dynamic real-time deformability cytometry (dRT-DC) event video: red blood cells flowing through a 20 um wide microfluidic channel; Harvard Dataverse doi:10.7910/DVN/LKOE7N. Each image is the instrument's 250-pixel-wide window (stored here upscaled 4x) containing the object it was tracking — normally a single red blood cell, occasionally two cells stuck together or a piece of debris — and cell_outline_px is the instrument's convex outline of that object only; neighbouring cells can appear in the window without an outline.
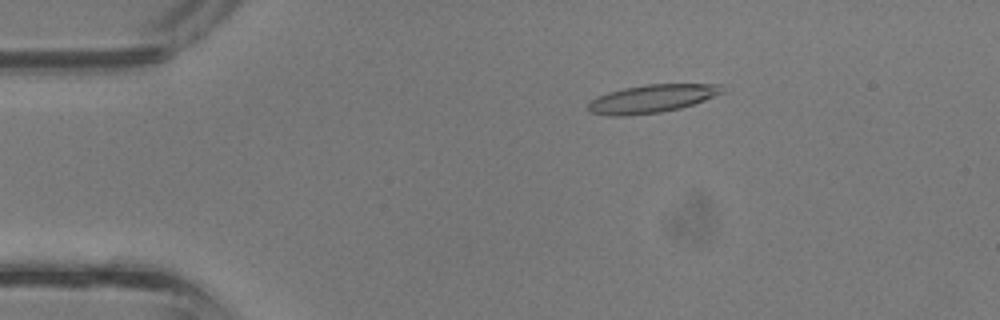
{"species": "common noctule bat (a hibernating species)", "species_latin": "Nyctalus noctula", "temperature_condition": "room temperature", "stored_images_in_passage": 33, "camera_frame_rate_fps": 3000, "um_per_image_px": 0.085, "animal": {"sex": "male", "body_mass_g": 13.3}, "frame": {"image": 1, "passage_image": 2, "time_ms": 0.333, "image_size_px": [1000, 320], "cell_outline_px": [[724, 92], [704, 100], [680, 108], [660, 112], [628, 116], [608, 116], [588, 112], [588, 104], [596, 96], [608, 92], [624, 88], [644, 84], [720, 84]], "centroid_in_image_um": [55.35, 8.39], "position_along_channel_um": 29.6, "area_um2": 21.96}}
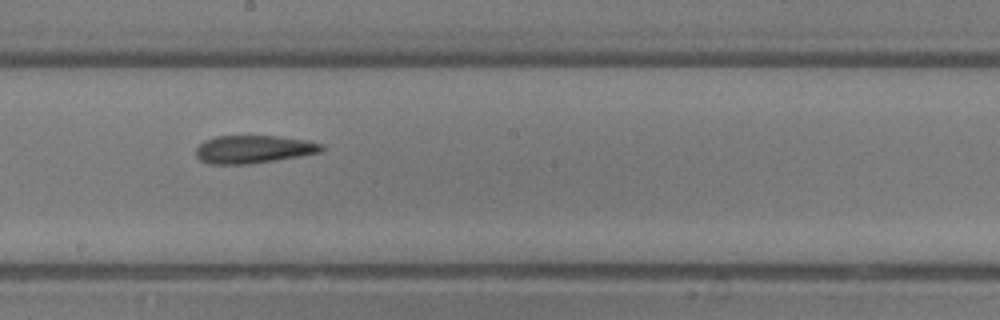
{"frame": {"image": 2, "passage_image": 16, "time_ms": 5.0, "image_size_px": [1000, 320], "cell_outline_px": [[324, 148], [320, 152], [300, 156], [276, 160], [248, 164], [208, 164], [200, 160], [196, 156], [196, 148], [204, 140], [216, 136], [280, 136], [308, 140], [324, 144]], "centroid_in_image_um": [21.55, 12.68], "position_along_channel_um": 226.6, "area_um2": 20.58}}
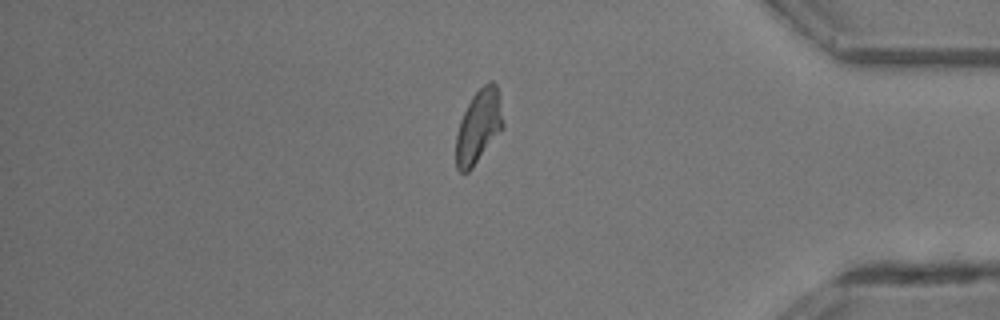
{"frame": {"image": 3, "passage_image": 27, "time_ms": 8.667, "image_size_px": [1000, 320], "cell_outline_px": [[504, 128], [472, 168], [468, 172], [460, 172], [456, 168], [456, 132], [460, 120], [472, 96], [488, 80], [492, 80], [496, 84], [504, 124]], "centroid_in_image_um": [40.68, 10.76], "position_along_channel_um": 394.5, "area_um2": 20.11}}